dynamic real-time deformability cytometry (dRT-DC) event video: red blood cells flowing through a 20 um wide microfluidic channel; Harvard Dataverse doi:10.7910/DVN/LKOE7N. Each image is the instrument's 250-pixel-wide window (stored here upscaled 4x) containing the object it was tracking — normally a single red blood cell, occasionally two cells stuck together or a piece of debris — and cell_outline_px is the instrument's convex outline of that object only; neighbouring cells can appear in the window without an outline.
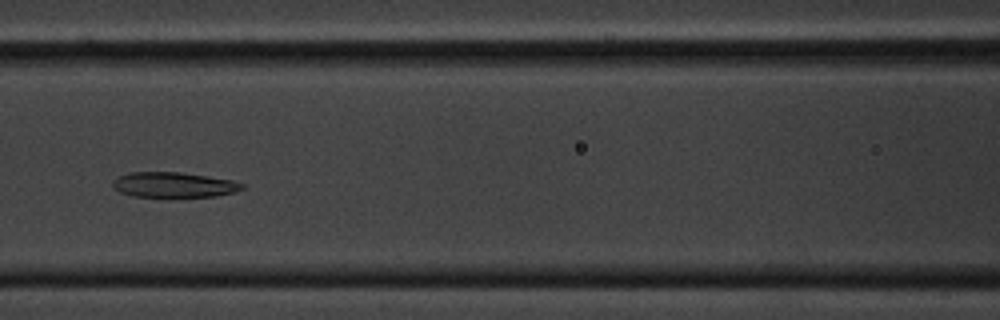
{"species": "common noctule bat (a hibernating species)", "species_latin": "Nyctalus noctula", "temperature_condition": "cold", "stored_images_in_passage": 45, "camera_frame_rate_fps": 3000, "um_per_image_px": 0.085, "animal": {"sex": "male", "body_mass_g": 20.1, "forearm_length_mm": 53.5}, "frame": {"image": 1, "passage_image": 13, "time_ms": 4.0, "image_size_px": [1000, 320], "cell_outline_px": [[244, 188], [236, 192], [216, 196], [132, 196], [120, 192], [112, 188], [112, 180], [120, 176], [132, 172], [180, 172], [208, 176], [232, 180], [244, 184]], "centroid_in_image_um": [14.77, 15.7], "position_along_channel_um": 151.8, "area_um2": 18.9}}
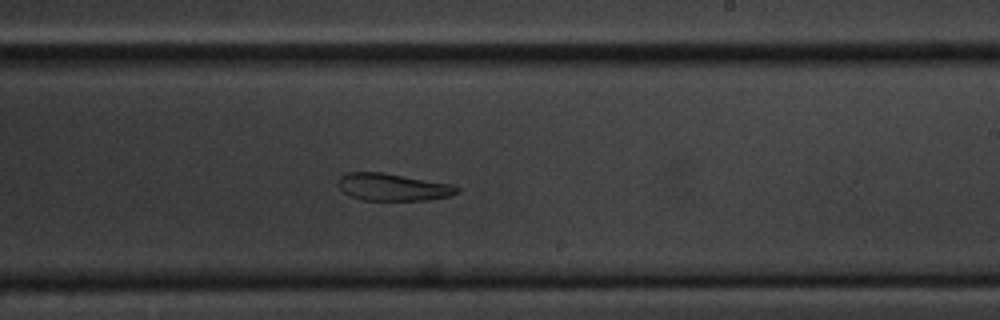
{"frame": {"image": 2, "passage_image": 22, "time_ms": 7.0, "image_size_px": [1000, 320], "cell_outline_px": [[460, 192], [448, 196], [428, 200], [364, 200], [352, 196], [344, 192], [340, 188], [340, 176], [344, 172], [384, 172], [452, 184], [460, 188]], "centroid_in_image_um": [33.43, 15.89], "position_along_channel_um": 255.6, "area_um2": 18.84}}
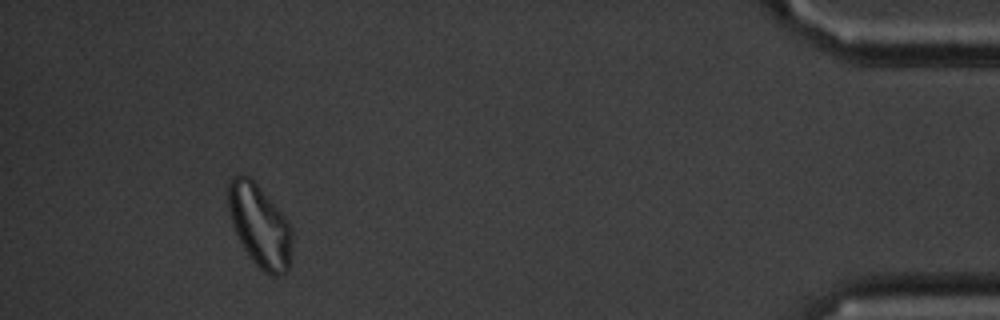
{"frame": {"image": 3, "passage_image": 41, "time_ms": 13.333, "image_size_px": [1000, 320], "cell_outline_px": [[292, 248], [288, 272], [280, 276], [272, 276], [264, 272], [248, 256], [232, 224], [228, 208], [228, 180], [232, 176], [248, 176], [256, 184], [284, 216], [292, 228]], "centroid_in_image_um": [22.09, 19.23], "position_along_channel_um": 413.1, "area_um2": 30.46}, "authors_computed_cell_mechanics": {"area_um2": 20.8658, "velocity_mm_per_s": 3.4676, "shape_relaxation_time_tau1_ms": null, "shape_relaxation_time_tau2_ms": 6.1125, "deformation_change_tau1": null, "deformation_change_tau2": 0.1242}}